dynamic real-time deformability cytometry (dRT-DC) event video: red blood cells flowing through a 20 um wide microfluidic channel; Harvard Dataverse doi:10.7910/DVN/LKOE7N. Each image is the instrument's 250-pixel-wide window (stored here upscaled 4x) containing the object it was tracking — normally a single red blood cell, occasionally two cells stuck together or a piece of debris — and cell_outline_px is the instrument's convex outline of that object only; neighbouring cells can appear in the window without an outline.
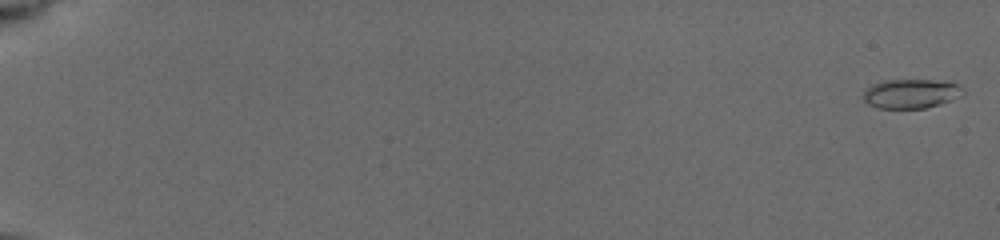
{"species": "common noctule bat (a hibernating species)", "species_latin": "Nyctalus noctula", "temperature_condition": "cold", "stored_images_in_passage": 24, "camera_frame_rate_fps": 3000, "um_per_image_px": 0.085, "animal": {"sex": "female", "body_mass_g": 19.5, "forearm_length_mm": 54.1}, "frame": {"image": 1, "passage_image": 1, "time_ms": 0.0, "image_size_px": [1000, 240], "cell_outline_px": [[956, 92], [948, 100], [940, 104], [924, 108], [880, 108], [868, 104], [864, 100], [864, 92], [868, 88], [876, 84], [888, 80], [928, 80], [956, 84]], "centroid_in_image_um": [77.26, 7.98], "position_along_channel_um": 7.7, "area_um2": 15.78}}
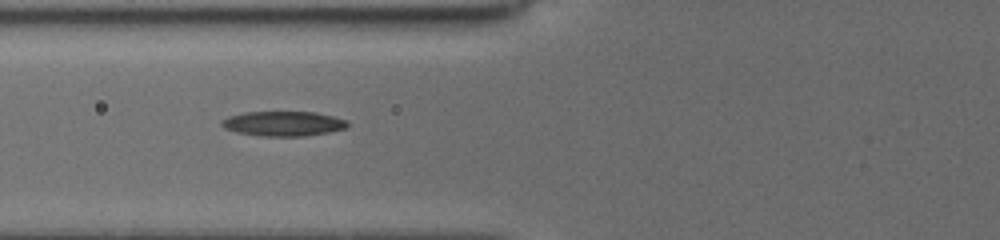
{"frame": {"image": 2, "passage_image": 19, "time_ms": 7.667, "image_size_px": [1000, 240], "cell_outline_px": [[348, 128], [328, 132], [304, 136], [260, 136], [236, 132], [224, 128], [220, 124], [220, 120], [228, 116], [244, 112], [316, 112], [348, 120]], "centroid_in_image_um": [24.06, 10.5], "position_along_channel_um": 101.7, "area_um2": 18.32}}
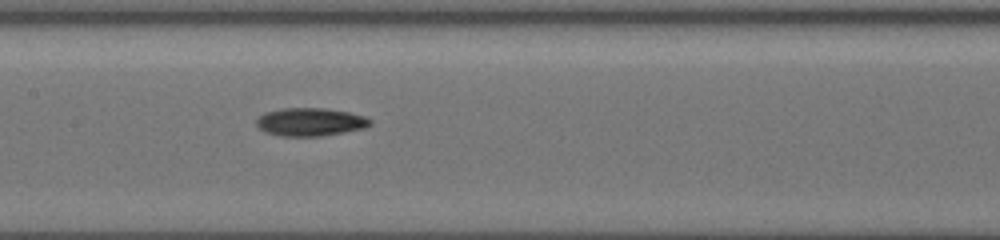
{"frame": {"image": 3, "passage_image": 24, "time_ms": 9.667, "image_size_px": [1000, 240], "cell_outline_px": [[372, 124], [364, 128], [320, 136], [280, 136], [264, 132], [256, 124], [256, 120], [264, 112], [280, 108], [324, 108], [348, 112], [364, 116], [372, 120]], "centroid_in_image_um": [26.35, 10.36], "position_along_channel_um": 181.1, "area_um2": 18.61}}